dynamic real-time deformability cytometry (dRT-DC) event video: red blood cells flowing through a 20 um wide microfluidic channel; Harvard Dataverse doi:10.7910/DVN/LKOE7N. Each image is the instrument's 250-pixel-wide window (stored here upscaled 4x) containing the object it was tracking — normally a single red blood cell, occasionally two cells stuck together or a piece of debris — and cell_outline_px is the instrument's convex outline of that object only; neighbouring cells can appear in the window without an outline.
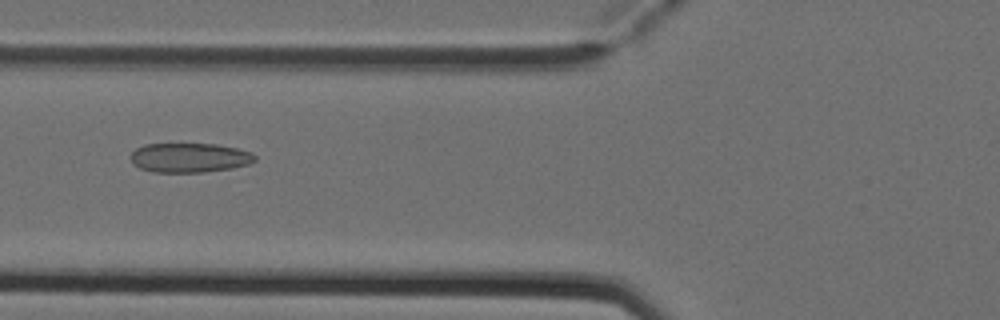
{"species": "Egyptian fruit bat (a non-hibernating species)", "species_latin": "Rousettus aegyptiacus", "temperature_condition": "cold", "stored_images_in_passage": 4, "camera_frame_rate_fps": 3000, "um_per_image_px": 0.085, "animal": {"sex": "female"}, "frame": {"image": 1, "passage_image": 4, "time_ms": 1.0, "image_size_px": [1000, 320], "cell_outline_px": [[256, 160], [248, 164], [232, 168], [204, 172], [152, 172], [140, 168], [132, 164], [128, 156], [136, 148], [144, 144], [216, 144], [236, 148], [252, 152], [256, 156]], "centroid_in_image_um": [16.07, 13.4], "position_along_channel_um": 109.7, "area_um2": 21.5}}